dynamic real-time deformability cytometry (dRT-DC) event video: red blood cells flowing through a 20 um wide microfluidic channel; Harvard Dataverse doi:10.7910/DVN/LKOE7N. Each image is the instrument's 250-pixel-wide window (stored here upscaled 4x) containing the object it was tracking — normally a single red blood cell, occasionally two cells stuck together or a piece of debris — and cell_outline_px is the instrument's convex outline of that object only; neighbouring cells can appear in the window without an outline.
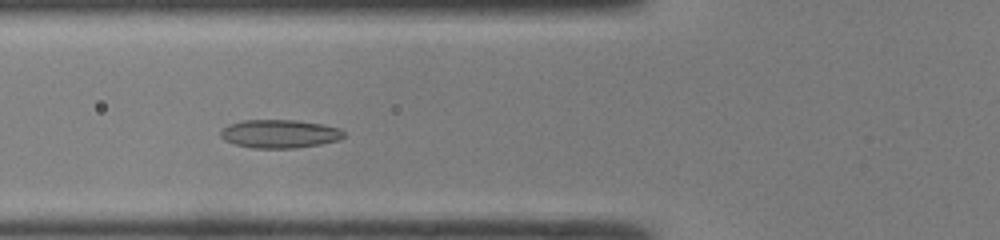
{"species": "common noctule bat (a hibernating species)", "species_latin": "Nyctalus noctula", "temperature_condition": "room temperature", "stored_images_in_passage": 39, "camera_frame_rate_fps": 3000, "um_per_image_px": 0.085, "animal": {"sex": "male", "body_mass_g": 19.0, "forearm_length_mm": 50.8}, "frame": {"image": 1, "passage_image": 10, "time_ms": 3.0, "image_size_px": [1000, 240], "cell_outline_px": [[344, 136], [340, 140], [320, 144], [296, 148], [252, 148], [236, 144], [224, 140], [220, 136], [220, 132], [228, 124], [244, 120], [296, 120], [320, 124], [340, 128], [344, 132]], "centroid_in_image_um": [23.77, 11.37], "position_along_channel_um": 102.0, "area_um2": 20.35}}
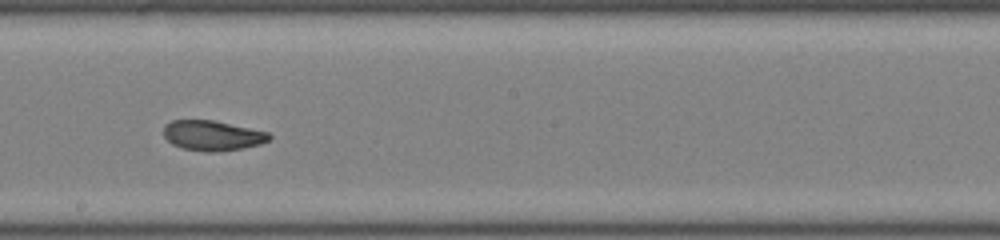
{"frame": {"image": 2, "passage_image": 19, "time_ms": 6.0, "image_size_px": [1000, 240], "cell_outline_px": [[272, 136], [268, 140], [260, 144], [240, 148], [212, 152], [208, 152], [184, 148], [172, 144], [164, 136], [164, 124], [172, 120], [216, 120], [268, 132]], "centroid_in_image_um": [18.04, 11.5], "position_along_channel_um": 230.2, "area_um2": 18.38}}
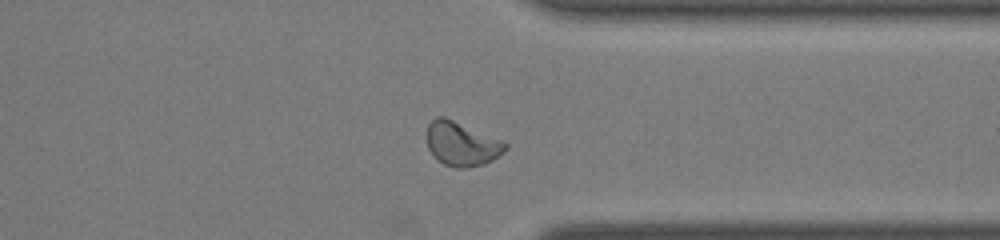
{"frame": {"image": 3, "passage_image": 29, "time_ms": 9.333, "image_size_px": [1000, 240], "cell_outline_px": [[508, 148], [504, 152], [492, 160], [468, 168], [456, 168], [444, 164], [436, 160], [432, 156], [428, 148], [428, 124], [436, 116], [444, 116], [504, 140], [508, 144]], "centroid_in_image_um": [39.26, 12.22], "position_along_channel_um": 372.1, "area_um2": 20.35}, "authors_computed_cell_mechanics": {"area_um2": 19.4208, "velocity_mm_per_s": 4.2766, "shape_relaxation_time_tau1_ms": null, "shape_relaxation_time_tau2_ms": 2.7368, "deformation_change_tau1": null, "deformation_change_tau2": 0.0499}}